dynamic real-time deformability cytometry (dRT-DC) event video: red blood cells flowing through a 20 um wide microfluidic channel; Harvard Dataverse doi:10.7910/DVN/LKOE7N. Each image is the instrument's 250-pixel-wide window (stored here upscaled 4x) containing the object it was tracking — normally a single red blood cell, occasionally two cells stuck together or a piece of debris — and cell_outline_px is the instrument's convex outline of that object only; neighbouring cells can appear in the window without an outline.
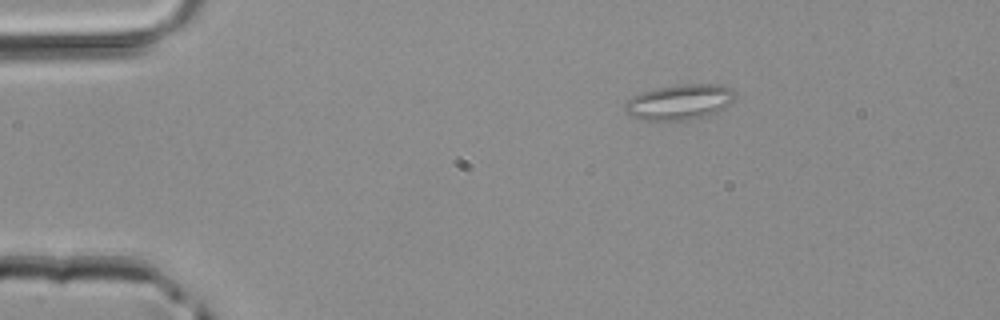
{"species": "common noctule bat (a hibernating species)", "species_latin": "Nyctalus noctula", "temperature_condition": "room temperature", "stored_images_in_passage": 3, "camera_frame_rate_fps": 3000, "um_per_image_px": 0.085, "animal": {"sex": "male", "body_mass_g": 20.4}, "frame": {"image": 1, "passage_image": 2, "time_ms": 0.333, "image_size_px": [1000, 320], "cell_outline_px": [[736, 96], [724, 108], [716, 112], [704, 116], [684, 120], [644, 120], [628, 116], [624, 108], [624, 104], [632, 96], [640, 92], [656, 88], [676, 84], [724, 84], [732, 88]], "centroid_in_image_um": [57.74, 8.66], "position_along_channel_um": 27.3, "area_um2": 22.89}}